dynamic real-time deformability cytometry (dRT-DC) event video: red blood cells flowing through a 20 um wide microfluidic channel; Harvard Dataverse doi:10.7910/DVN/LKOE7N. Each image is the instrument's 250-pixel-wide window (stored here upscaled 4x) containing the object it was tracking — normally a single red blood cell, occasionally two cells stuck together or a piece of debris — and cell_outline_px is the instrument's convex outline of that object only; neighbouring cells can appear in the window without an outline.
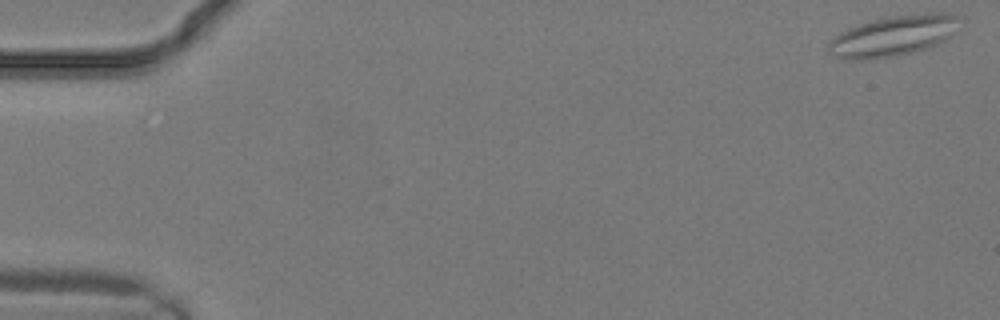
{"species": "common noctule bat (a hibernating species)", "species_latin": "Nyctalus noctula", "temperature_condition": "warm", "stored_images_in_passage": 6, "camera_frame_rate_fps": 3000, "um_per_image_px": 0.085, "animal": {"sex": "male", "body_mass_g": 19.2, "forearm_length_mm": 51.8}, "frame": {"image": 1, "passage_image": 1, "time_ms": 0.0, "image_size_px": [1000, 320], "cell_outline_px": [[956, 16], [948, 36], [944, 40], [924, 48], [912, 52], [896, 56], [860, 60], [856, 60], [836, 56], [828, 52], [828, 44], [840, 32], [860, 24], [872, 20], [896, 16], [932, 12], [940, 12]], "centroid_in_image_um": [75.81, 3.07], "position_along_channel_um": 9.2, "area_um2": 29.54}}